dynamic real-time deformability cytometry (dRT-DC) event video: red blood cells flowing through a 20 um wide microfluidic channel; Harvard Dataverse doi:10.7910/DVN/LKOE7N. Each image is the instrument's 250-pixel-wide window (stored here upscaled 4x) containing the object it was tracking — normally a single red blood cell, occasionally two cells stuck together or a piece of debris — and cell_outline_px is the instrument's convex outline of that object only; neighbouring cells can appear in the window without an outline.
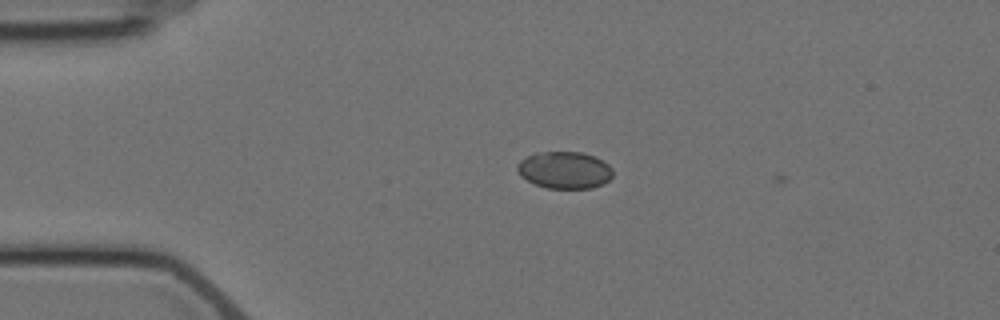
{"species": "Egyptian fruit bat (a non-hibernating species)", "species_latin": "Rousettus aegyptiacus", "temperature_condition": "cold", "stored_images_in_passage": 3, "camera_frame_rate_fps": 3000, "um_per_image_px": 0.085, "animal": {"sex": "female"}, "frame": {"image": 1, "passage_image": 2, "time_ms": 1.333, "image_size_px": [1000, 320], "cell_outline_px": [[612, 176], [604, 184], [592, 188], [548, 188], [536, 184], [520, 176], [516, 168], [516, 164], [520, 160], [536, 152], [584, 152], [596, 156], [608, 164], [612, 168]], "centroid_in_image_um": [48.0, 14.44], "position_along_channel_um": 37.0, "area_um2": 20.75}}